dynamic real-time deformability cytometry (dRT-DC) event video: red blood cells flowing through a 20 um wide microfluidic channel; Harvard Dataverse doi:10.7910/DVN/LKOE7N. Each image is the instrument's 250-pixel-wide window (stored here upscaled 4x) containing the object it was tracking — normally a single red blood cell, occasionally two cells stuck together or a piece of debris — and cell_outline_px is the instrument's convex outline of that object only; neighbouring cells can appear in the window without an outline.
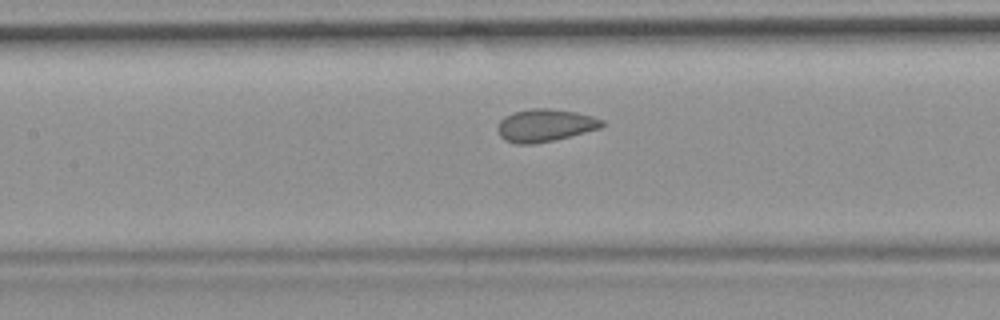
{"species": "common noctule bat (a hibernating species)", "species_latin": "Nyctalus noctula", "temperature_condition": "room temperature", "stored_images_in_passage": 33, "camera_frame_rate_fps": 3000, "um_per_image_px": 0.085, "animal": {"sex": "female", "body_mass_g": 19.9}, "frame": {"image": 1, "passage_image": 15, "time_ms": 4.667, "image_size_px": [1000, 320], "cell_outline_px": [[604, 124], [600, 128], [552, 140], [532, 144], [516, 144], [504, 140], [500, 136], [496, 128], [500, 120], [504, 116], [512, 112], [532, 108], [548, 108], [576, 112], [592, 116], [604, 120]], "centroid_in_image_um": [46.28, 10.64], "position_along_channel_um": 161.1, "area_um2": 19.77}}